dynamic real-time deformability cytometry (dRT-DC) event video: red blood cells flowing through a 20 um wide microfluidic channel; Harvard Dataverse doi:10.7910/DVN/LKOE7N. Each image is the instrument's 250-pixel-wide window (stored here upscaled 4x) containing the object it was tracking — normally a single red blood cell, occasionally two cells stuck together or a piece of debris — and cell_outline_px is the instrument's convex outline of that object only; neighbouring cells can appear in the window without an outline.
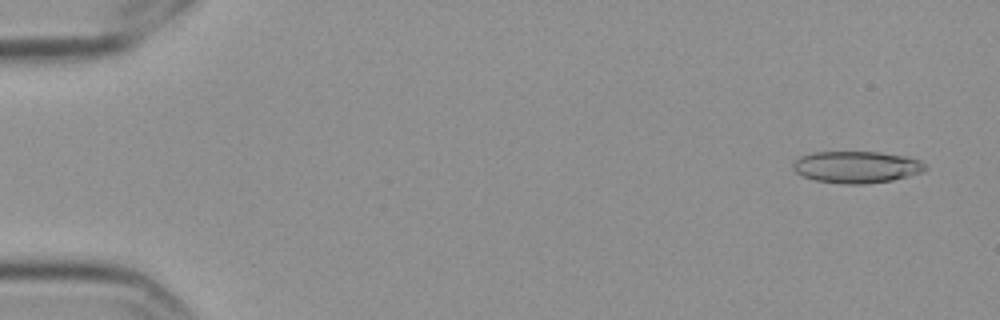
{"species": "Egyptian fruit bat (a non-hibernating species)", "species_latin": "Rousettus aegyptiacus", "temperature_condition": "cold", "stored_images_in_passage": 5, "camera_frame_rate_fps": 3000, "um_per_image_px": 0.085, "frame": {"image": 1, "passage_image": 1, "time_ms": 0.0, "image_size_px": [1000, 320], "cell_outline_px": [[928, 168], [924, 172], [892, 180], [864, 184], [844, 184], [816, 180], [804, 176], [796, 172], [792, 168], [792, 164], [800, 156], [812, 152], [880, 152], [904, 156], [920, 160]], "centroid_in_image_um": [72.82, 14.19], "position_along_channel_um": 12.2, "area_um2": 24.51}}
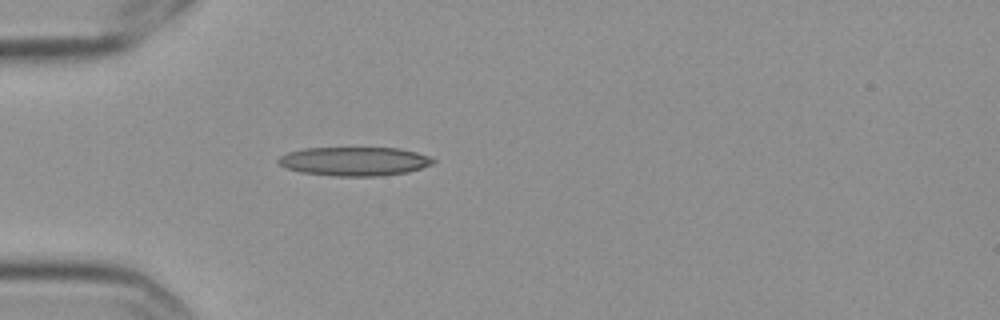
{"frame": {"image": 2, "passage_image": 5, "time_ms": 1.333, "image_size_px": [1000, 320], "cell_outline_px": [[436, 160], [432, 164], [408, 172], [380, 176], [336, 176], [300, 172], [284, 168], [276, 160], [280, 156], [288, 152], [304, 148], [400, 148], [416, 152], [428, 156]], "centroid_in_image_um": [30.1, 13.71], "position_along_channel_um": 54.9, "area_um2": 26.07}}